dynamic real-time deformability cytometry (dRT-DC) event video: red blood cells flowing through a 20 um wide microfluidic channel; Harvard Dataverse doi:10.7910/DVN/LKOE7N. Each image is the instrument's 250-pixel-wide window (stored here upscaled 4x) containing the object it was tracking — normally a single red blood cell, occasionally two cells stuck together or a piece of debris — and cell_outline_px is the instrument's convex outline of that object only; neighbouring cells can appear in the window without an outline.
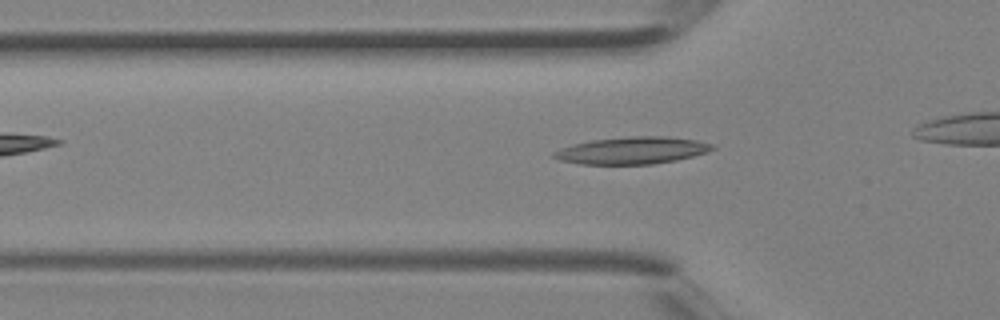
{"species": "Egyptian fruit bat (a non-hibernating species)", "species_latin": "Rousettus aegyptiacus", "temperature_condition": "room temperature", "stored_images_in_passage": 3, "camera_frame_rate_fps": 3000, "um_per_image_px": 0.085, "animal": {"sex": "female"}, "frame": {"image": 1, "passage_image": 2, "time_ms": 0.333, "image_size_px": [1000, 320], "cell_outline_px": [[716, 148], [708, 152], [676, 160], [652, 164], [580, 164], [560, 160], [552, 156], [552, 152], [560, 148], [572, 144], [592, 140], [628, 136], [664, 136], [696, 140], [712, 144]], "centroid_in_image_um": [53.71, 12.78], "position_along_channel_um": 72.1, "area_um2": 25.03}}